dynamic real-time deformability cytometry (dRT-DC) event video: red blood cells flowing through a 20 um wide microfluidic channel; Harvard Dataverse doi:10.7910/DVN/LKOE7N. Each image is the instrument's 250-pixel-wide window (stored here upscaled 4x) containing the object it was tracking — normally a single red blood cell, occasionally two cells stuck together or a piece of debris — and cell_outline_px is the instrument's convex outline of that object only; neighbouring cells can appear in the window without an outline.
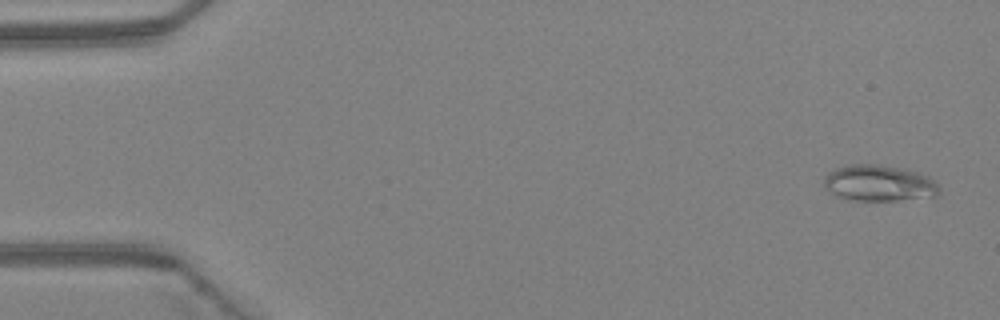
{"species": "Egyptian fruit bat (a non-hibernating species)", "species_latin": "Rousettus aegyptiacus", "temperature_condition": "warm", "stored_images_in_passage": 3, "camera_frame_rate_fps": 3000, "um_per_image_px": 0.085, "animal": {"sex": "female"}, "frame": {"image": 1, "passage_image": 1, "time_ms": 0.0, "image_size_px": [1000, 320], "cell_outline_px": [[940, 192], [936, 196], [896, 200], [856, 200], [836, 196], [824, 188], [824, 176], [828, 172], [836, 168], [848, 164], [880, 164], [904, 168], [920, 172], [928, 176], [940, 188]], "centroid_in_image_um": [74.7, 15.55], "position_along_channel_um": 10.3, "area_um2": 24.45}}